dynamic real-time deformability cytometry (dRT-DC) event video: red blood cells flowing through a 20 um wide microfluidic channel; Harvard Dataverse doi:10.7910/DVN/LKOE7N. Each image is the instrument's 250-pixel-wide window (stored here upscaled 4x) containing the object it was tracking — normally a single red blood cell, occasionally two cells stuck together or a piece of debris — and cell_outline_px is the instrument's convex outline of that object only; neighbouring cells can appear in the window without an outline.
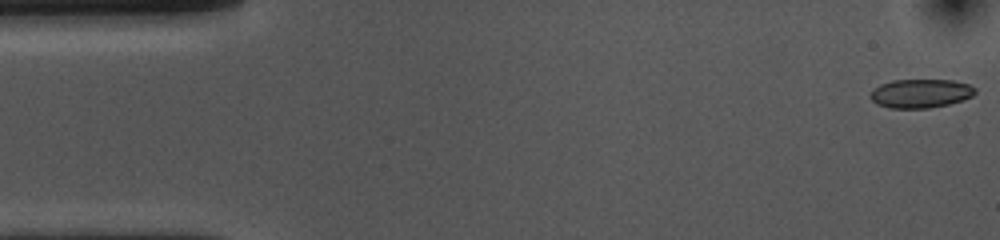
{"species": "common noctule bat (a hibernating species)", "species_latin": "Nyctalus noctula", "temperature_condition": "cold", "stored_images_in_passage": 53, "camera_frame_rate_fps": 3000, "um_per_image_px": 0.085, "animal": {"sex": "female", "body_mass_g": 10.0, "forearm_length_mm": 53.1}, "frame": {"image": 1, "passage_image": 1, "time_ms": 0.0, "image_size_px": [1000, 240], "cell_outline_px": [[976, 92], [972, 96], [948, 104], [928, 108], [888, 108], [876, 104], [868, 96], [872, 88], [880, 84], [892, 80], [952, 80], [968, 84], [976, 88]], "centroid_in_image_um": [78.19, 7.94], "position_along_channel_um": 6.8, "area_um2": 17.69}}
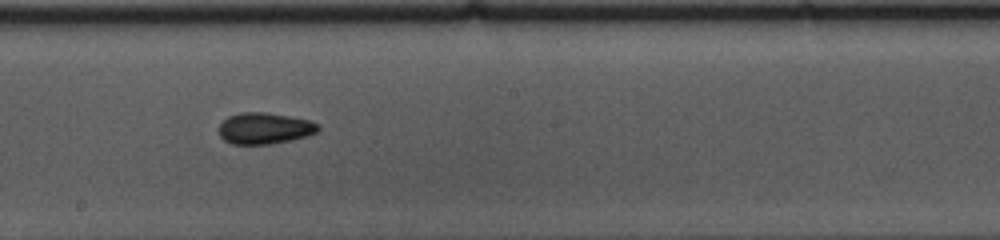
{"frame": {"image": 2, "passage_image": 28, "time_ms": 9.0, "image_size_px": [1000, 240], "cell_outline_px": [[320, 128], [316, 132], [308, 136], [292, 140], [268, 144], [232, 144], [224, 140], [220, 136], [220, 124], [228, 116], [240, 112], [264, 112], [288, 116], [308, 120], [320, 124]], "centroid_in_image_um": [22.5, 10.91], "position_along_channel_um": 225.7, "area_um2": 18.09}}
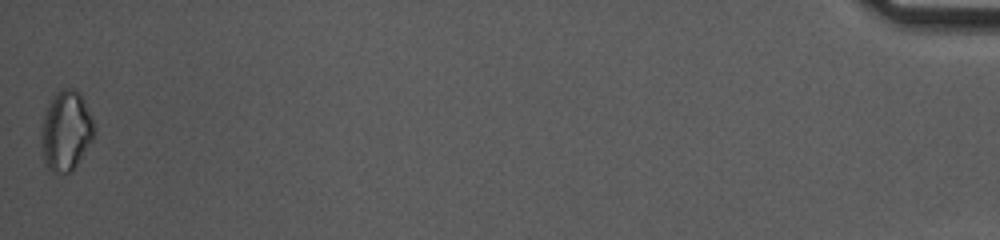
{"frame": {"image": 3, "passage_image": 53, "time_ms": 17.333, "image_size_px": [1000, 240], "cell_outline_px": [[92, 140], [72, 172], [52, 172], [44, 164], [40, 136], [40, 132], [44, 116], [52, 96], [60, 88], [76, 88], [80, 92], [92, 116]], "centroid_in_image_um": [5.58, 11.1], "position_along_channel_um": 429.6, "area_um2": 24.62}, "authors_computed_cell_mechanics": {"area_um2": 17.918, "velocity_mm_per_s": 3.675, "shape_relaxation_time_tau1_ms": 6.4106, "shape_relaxation_time_tau2_ms": 4.3437, "deformation_change_tau1": 0.0803, "deformation_change_tau2": 0.0789}}